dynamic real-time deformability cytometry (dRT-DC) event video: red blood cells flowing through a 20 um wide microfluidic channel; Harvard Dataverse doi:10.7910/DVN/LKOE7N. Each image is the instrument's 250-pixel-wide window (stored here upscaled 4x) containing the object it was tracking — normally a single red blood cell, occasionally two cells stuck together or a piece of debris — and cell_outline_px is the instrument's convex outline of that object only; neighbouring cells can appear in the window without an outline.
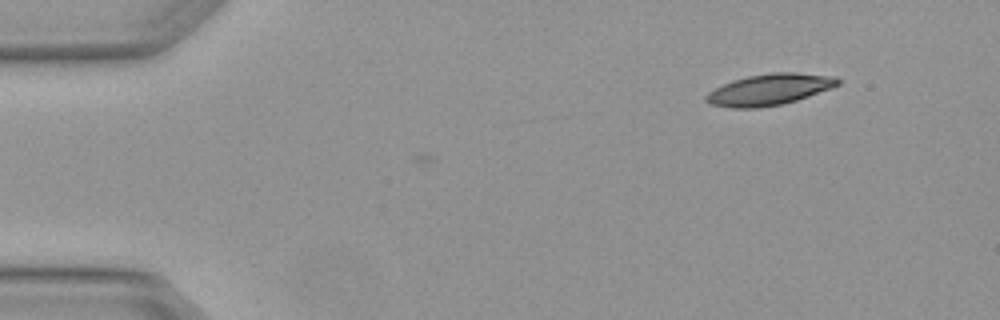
{"species": "Egyptian fruit bat (a non-hibernating species)", "species_latin": "Rousettus aegyptiacus", "temperature_condition": "warm", "stored_images_in_passage": 3, "camera_frame_rate_fps": 3000, "um_per_image_px": 0.085, "animal": {"sex": "female"}, "frame": {"image": 1, "passage_image": 3, "time_ms": 0.667, "image_size_px": [1000, 320], "cell_outline_px": [[840, 84], [832, 88], [796, 100], [780, 104], [760, 108], [732, 108], [708, 104], [704, 100], [704, 96], [708, 92], [732, 80], [748, 76], [772, 72], [796, 72], [836, 76], [840, 80]], "centroid_in_image_um": [65.39, 7.61], "position_along_channel_um": 19.6, "area_um2": 24.1}}